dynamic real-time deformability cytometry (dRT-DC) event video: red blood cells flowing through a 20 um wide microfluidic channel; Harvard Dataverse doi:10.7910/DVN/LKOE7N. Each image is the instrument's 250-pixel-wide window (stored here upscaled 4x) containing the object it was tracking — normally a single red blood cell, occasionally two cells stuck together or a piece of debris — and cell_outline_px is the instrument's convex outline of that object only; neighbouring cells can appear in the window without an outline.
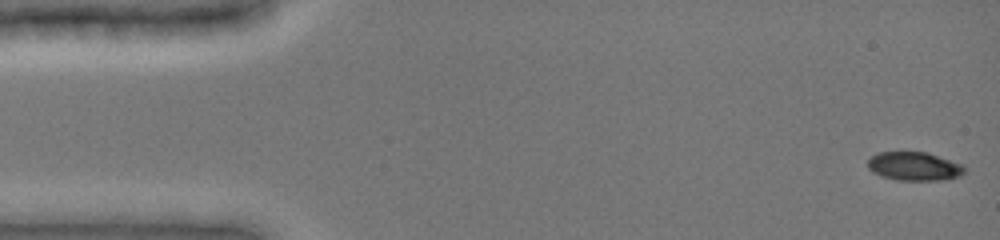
{"species": "common noctule bat (a hibernating species)", "species_latin": "Nyctalus noctula", "temperature_condition": "cold", "stored_images_in_passage": 17, "camera_frame_rate_fps": 3000, "um_per_image_px": 0.085, "animal": {"sex": "female", "body_mass_g": 19.0, "forearm_length_mm": 51.5}, "frame": {"image": 1, "passage_image": 1, "time_ms": 0.0, "image_size_px": [1000, 240], "cell_outline_px": [[964, 172], [960, 176], [948, 180], [896, 180], [880, 176], [872, 172], [868, 168], [868, 160], [876, 152], [928, 152], [964, 164]], "centroid_in_image_um": [77.72, 14.14], "position_along_channel_um": 7.3, "area_um2": 16.42}}
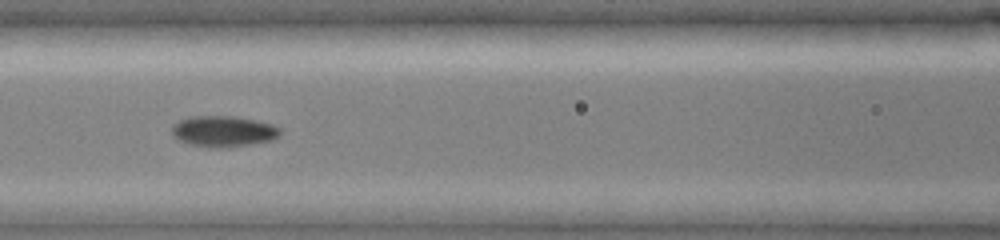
{"frame": {"image": 2, "passage_image": 15, "time_ms": 4.667, "image_size_px": [1000, 240], "cell_outline_px": [[280, 136], [272, 140], [252, 144], [228, 148], [216, 148], [192, 144], [180, 140], [172, 136], [172, 124], [188, 116], [236, 116], [256, 120], [272, 124], [280, 128]], "centroid_in_image_um": [19.0, 11.16], "position_along_channel_um": 147.6, "area_um2": 19.71}}
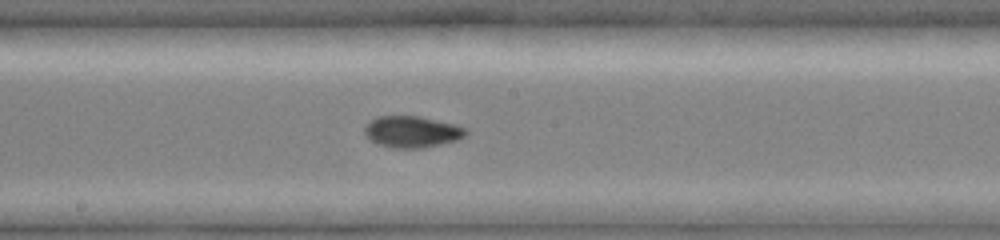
{"frame": {"image": 3, "passage_image": 17, "time_ms": 5.333, "image_size_px": [1000, 240], "cell_outline_px": [[468, 132], [464, 136], [456, 140], [424, 148], [396, 148], [380, 144], [372, 140], [364, 132], [364, 124], [376, 116], [420, 116], [468, 128]], "centroid_in_image_um": [35.01, 11.19], "position_along_channel_um": 213.2, "area_um2": 18.44}}